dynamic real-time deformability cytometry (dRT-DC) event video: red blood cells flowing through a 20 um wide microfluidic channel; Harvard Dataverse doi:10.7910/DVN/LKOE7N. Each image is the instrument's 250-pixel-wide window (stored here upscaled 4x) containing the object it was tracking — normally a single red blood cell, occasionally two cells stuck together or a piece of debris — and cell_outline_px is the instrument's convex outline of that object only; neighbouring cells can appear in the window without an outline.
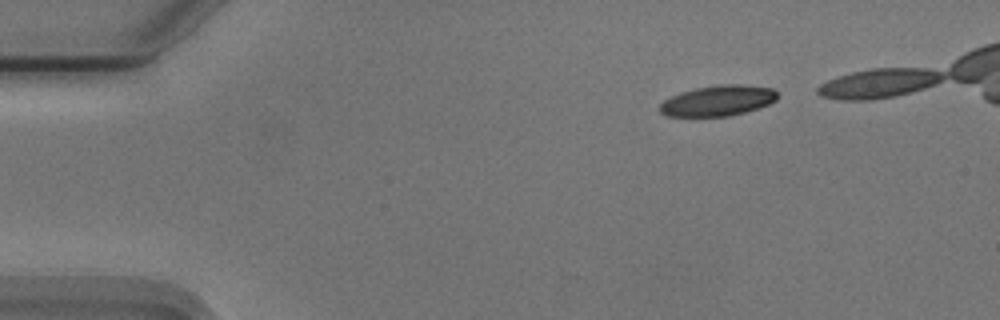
{"species": "Egyptian fruit bat (a non-hibernating species)", "species_latin": "Rousettus aegyptiacus", "temperature_condition": "cold", "stored_images_in_passage": 38, "camera_frame_rate_fps": 3000, "um_per_image_px": 0.085, "animal": {"sex": "male"}, "frame": {"image": 1, "passage_image": 1, "time_ms": 0.0, "image_size_px": [1000, 320], "cell_outline_px": [[776, 100], [768, 104], [744, 112], [728, 116], [668, 116], [660, 112], [660, 104], [664, 100], [680, 92], [696, 88], [720, 84], [740, 84], [772, 88], [776, 92]], "centroid_in_image_um": [61.0, 8.55], "position_along_channel_um": 24.0, "area_um2": 20.69}}
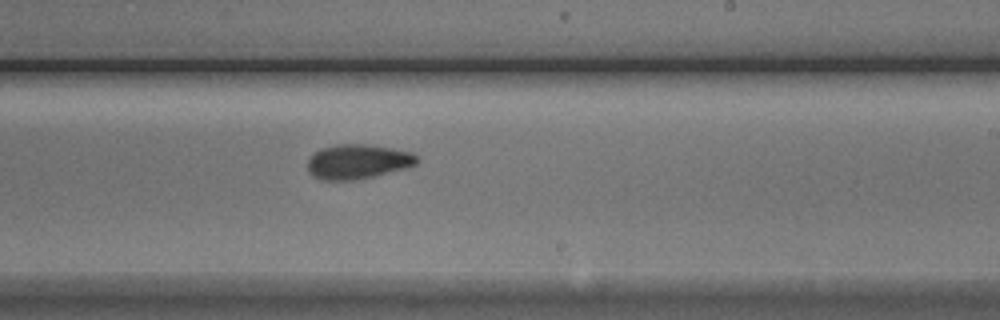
{"frame": {"image": 2, "passage_image": 26, "time_ms": 8.333, "image_size_px": [1000, 320], "cell_outline_px": [[416, 164], [404, 168], [376, 176], [352, 180], [324, 180], [312, 176], [308, 172], [308, 160], [320, 148], [336, 144], [364, 144], [392, 148], [412, 152], [416, 156]], "centroid_in_image_um": [30.38, 13.74], "position_along_channel_um": 258.6, "area_um2": 21.91}}
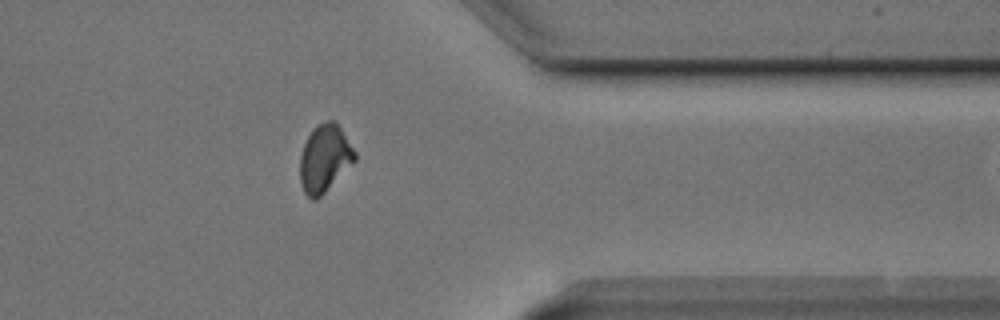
{"frame": {"image": 3, "passage_image": 37, "time_ms": 12.0, "image_size_px": [1000, 320], "cell_outline_px": [[356, 160], [316, 200], [312, 200], [304, 192], [300, 184], [300, 156], [304, 144], [312, 128], [316, 124], [328, 120], [336, 120], [356, 152]], "centroid_in_image_um": [27.59, 13.43], "position_along_channel_um": 383.8, "area_um2": 21.56}}